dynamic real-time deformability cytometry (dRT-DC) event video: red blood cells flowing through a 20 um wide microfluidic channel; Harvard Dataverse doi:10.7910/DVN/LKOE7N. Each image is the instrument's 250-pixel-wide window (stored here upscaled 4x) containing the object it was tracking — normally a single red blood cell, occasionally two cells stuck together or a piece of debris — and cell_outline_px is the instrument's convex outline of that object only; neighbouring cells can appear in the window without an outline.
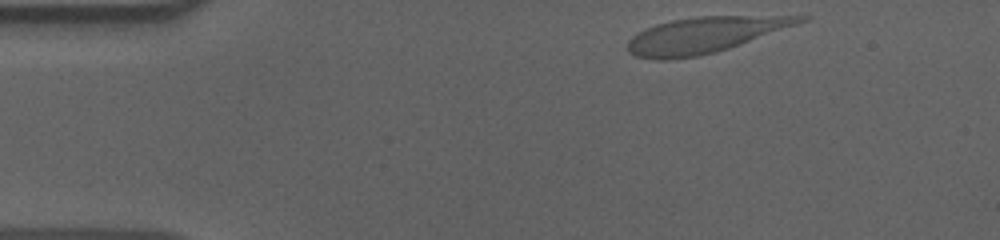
{"species": "human", "species_latin": "Homo sapiens", "temperature_condition": "cold", "stored_images_in_passage": 49, "camera_frame_rate_fps": 3000, "um_per_image_px": 0.085, "donor": {"sex": "male"}, "frame": {"image": 1, "passage_image": 1, "time_ms": 0.0, "image_size_px": [1000, 240], "cell_outline_px": [[812, 16], [808, 20], [728, 48], [716, 52], [700, 56], [668, 60], [656, 60], [636, 56], [628, 52], [624, 48], [628, 40], [632, 36], [644, 28], [656, 24], [672, 20], [696, 16]], "centroid_in_image_um": [59.79, 2.98], "position_along_channel_um": 25.2, "area_um2": 35.84}}
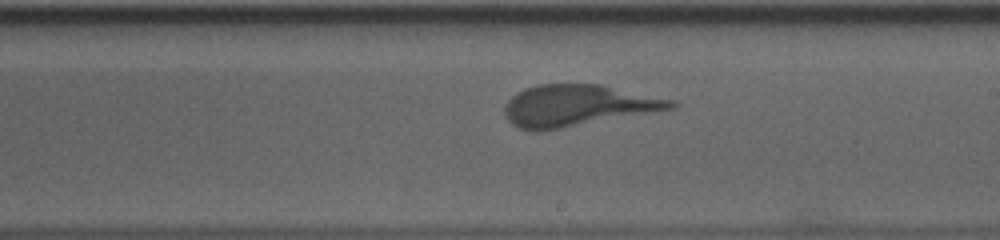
{"frame": {"image": 2, "passage_image": 25, "time_ms": 8.0, "image_size_px": [1000, 240], "cell_outline_px": [[676, 108], [540, 132], [536, 132], [520, 128], [512, 124], [508, 120], [504, 112], [504, 108], [508, 100], [516, 92], [524, 88], [536, 84], [604, 84], [676, 100]], "centroid_in_image_um": [49.11, 8.96], "position_along_channel_um": 239.9, "area_um2": 40.58}}
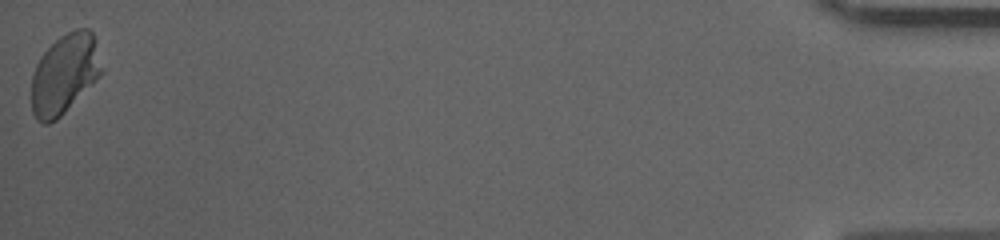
{"frame": {"image": 3, "passage_image": 49, "time_ms": 16.0, "image_size_px": [1000, 240], "cell_outline_px": [[104, 72], [56, 120], [48, 124], [44, 124], [36, 120], [32, 112], [32, 72], [40, 56], [60, 36], [76, 28], [88, 28], [92, 32], [104, 68]], "centroid_in_image_um": [5.49, 6.28], "position_along_channel_um": 429.7, "area_um2": 32.66}}